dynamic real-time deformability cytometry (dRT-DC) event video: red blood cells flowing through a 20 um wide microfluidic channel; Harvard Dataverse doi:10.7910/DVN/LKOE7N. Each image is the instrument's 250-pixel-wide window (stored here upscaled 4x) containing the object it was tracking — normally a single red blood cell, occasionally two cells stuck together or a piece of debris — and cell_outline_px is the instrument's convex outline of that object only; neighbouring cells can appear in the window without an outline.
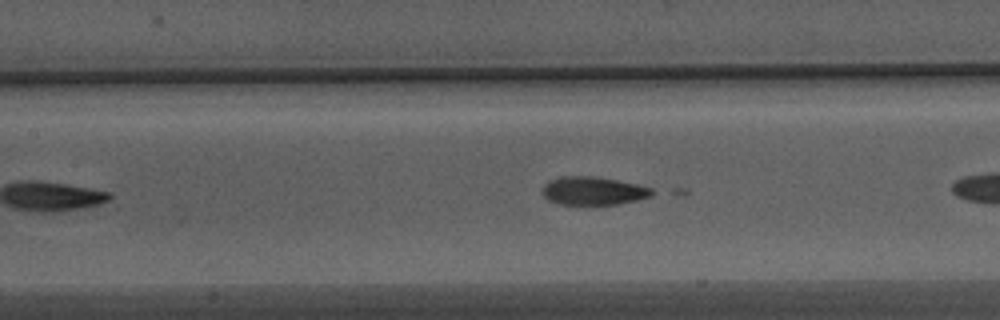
{"species": "Egyptian fruit bat (a non-hibernating species)", "species_latin": "Rousettus aegyptiacus", "temperature_condition": "warm", "stored_images_in_passage": 8, "camera_frame_rate_fps": 3000, "um_per_image_px": 0.085, "animal": {"sex": "male"}, "frame": {"image": 1, "passage_image": 6, "time_ms": 1.667, "image_size_px": [1000, 320], "cell_outline_px": [[660, 192], [652, 196], [636, 200], [616, 204], [560, 204], [548, 200], [540, 192], [544, 184], [548, 180], [564, 176], [592, 176], [616, 180], [636, 184], [652, 188]], "centroid_in_image_um": [50.44, 16.22], "position_along_channel_um": 157.0, "area_um2": 18.15}}